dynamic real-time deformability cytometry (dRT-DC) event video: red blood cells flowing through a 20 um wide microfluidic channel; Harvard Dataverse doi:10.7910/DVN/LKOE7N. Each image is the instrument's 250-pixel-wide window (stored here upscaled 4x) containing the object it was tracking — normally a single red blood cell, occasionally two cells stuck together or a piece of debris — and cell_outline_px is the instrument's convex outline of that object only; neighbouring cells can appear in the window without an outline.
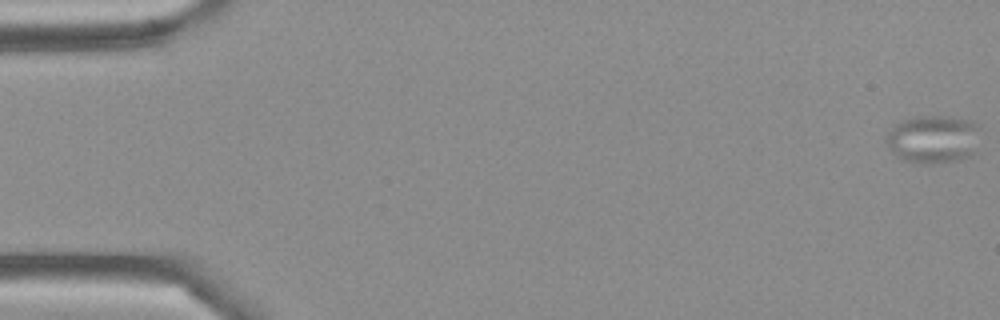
{"species": "Egyptian fruit bat (a non-hibernating species)", "species_latin": "Rousettus aegyptiacus", "temperature_condition": "cold", "stored_images_in_passage": 49, "camera_frame_rate_fps": 3000, "um_per_image_px": 0.085, "frame": {"image": 1, "passage_image": 1, "time_ms": 0.0, "image_size_px": [1000, 320], "cell_outline_px": [[980, 124], [972, 152], [968, 156], [956, 160], [932, 164], [920, 164], [900, 160], [892, 152], [884, 140], [888, 132], [900, 120], [916, 116], [948, 116], [972, 120]], "centroid_in_image_um": [79.26, 11.82], "position_along_channel_um": 5.7, "area_um2": 26.47}}
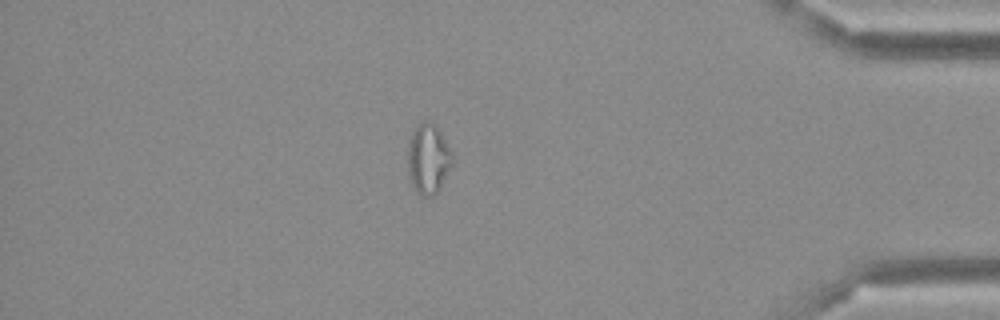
{"frame": {"image": 2, "passage_image": 42, "time_ms": 13.667, "image_size_px": [1000, 320], "cell_outline_px": [[452, 164], [440, 188], [432, 196], [420, 196], [416, 192], [412, 184], [408, 172], [408, 140], [412, 132], [424, 120], [428, 120], [436, 124], [452, 152]], "centroid_in_image_um": [36.39, 13.49], "position_along_channel_um": 398.8, "area_um2": 18.21}}
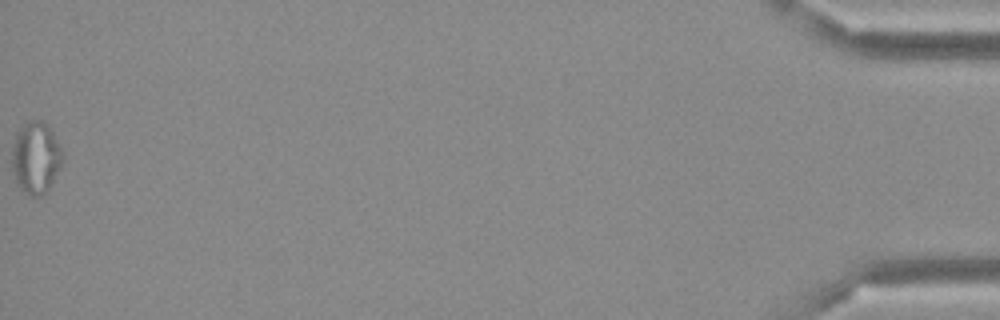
{"frame": {"image": 3, "passage_image": 49, "time_ms": 16.0, "image_size_px": [1000, 320], "cell_outline_px": [[60, 164], [48, 192], [40, 196], [32, 196], [24, 192], [16, 184], [12, 172], [12, 148], [16, 132], [28, 120], [44, 120], [48, 124], [60, 148]], "centroid_in_image_um": [2.99, 13.41], "position_along_channel_um": 432.2, "area_um2": 21.04}}